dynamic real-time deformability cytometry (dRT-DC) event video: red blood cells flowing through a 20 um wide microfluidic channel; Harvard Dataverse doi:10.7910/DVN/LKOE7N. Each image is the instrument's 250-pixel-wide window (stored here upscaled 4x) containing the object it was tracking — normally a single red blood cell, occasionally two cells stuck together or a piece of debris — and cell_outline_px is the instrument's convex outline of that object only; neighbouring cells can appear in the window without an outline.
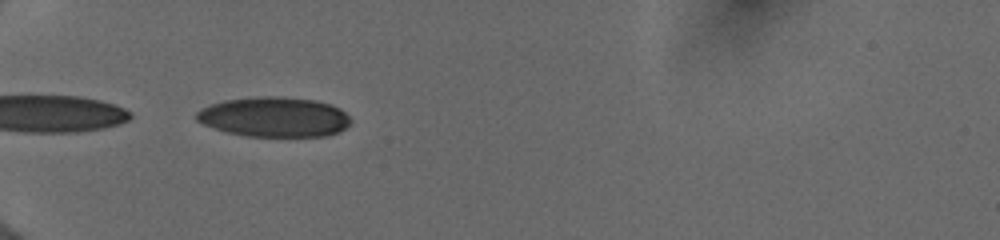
{"species": "human", "species_latin": "Homo sapiens", "temperature_condition": "cold", "stored_images_in_passage": 17, "camera_frame_rate_fps": 3000, "um_per_image_px": 0.085, "donor": {"sex": "female"}, "frame": {"image": 1, "passage_image": 1, "time_ms": 0.0, "image_size_px": [1000, 240], "cell_outline_px": [[352, 124], [340, 132], [328, 136], [244, 136], [228, 132], [204, 124], [196, 120], [196, 112], [212, 104], [224, 100], [260, 96], [276, 96], [316, 100], [332, 104], [340, 108], [352, 120]], "centroid_in_image_um": [23.38, 9.94], "position_along_channel_um": 61.6, "area_um2": 35.95}}
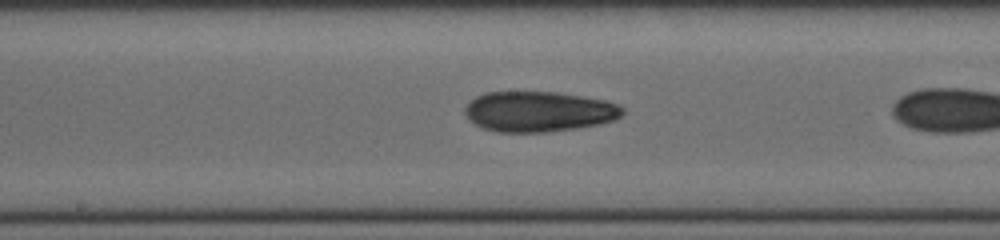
{"frame": {"image": 2, "passage_image": 10, "time_ms": 3.0, "image_size_px": [1000, 240], "cell_outline_px": [[624, 112], [616, 120], [600, 124], [576, 128], [544, 132], [496, 132], [484, 128], [476, 124], [464, 112], [464, 108], [476, 96], [484, 92], [556, 92], [608, 100], [620, 104], [624, 108]], "centroid_in_image_um": [45.85, 9.47], "position_along_channel_um": 202.3, "area_um2": 37.17}}